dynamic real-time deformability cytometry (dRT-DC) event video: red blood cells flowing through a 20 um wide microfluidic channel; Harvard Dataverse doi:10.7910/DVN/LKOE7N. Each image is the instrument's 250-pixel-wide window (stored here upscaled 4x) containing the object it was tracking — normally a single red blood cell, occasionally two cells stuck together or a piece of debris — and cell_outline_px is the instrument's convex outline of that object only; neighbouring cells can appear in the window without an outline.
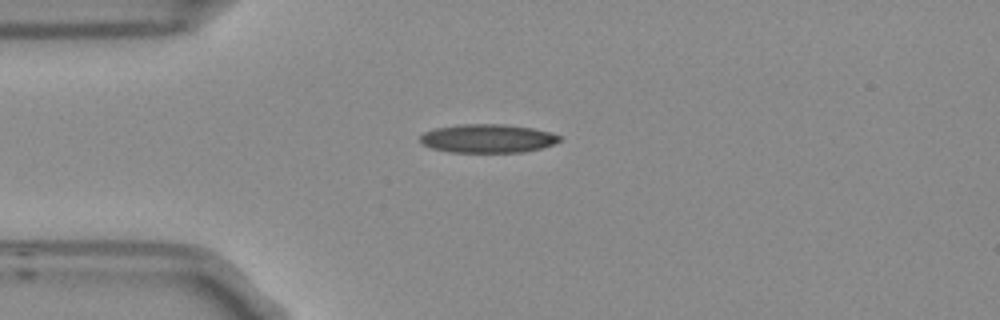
{"species": "Egyptian fruit bat (a non-hibernating species)", "species_latin": "Rousettus aegyptiacus", "temperature_condition": "room temperature", "stored_images_in_passage": 4, "camera_frame_rate_fps": 3000, "um_per_image_px": 0.085, "frame": {"image": 1, "passage_image": 1, "time_ms": 0.0, "image_size_px": [1000, 320], "cell_outline_px": [[560, 140], [552, 144], [540, 148], [524, 152], [452, 152], [432, 148], [424, 144], [420, 140], [420, 136], [424, 132], [436, 128], [460, 124], [504, 124], [532, 128], [548, 132], [560, 136]], "centroid_in_image_um": [41.43, 11.76], "position_along_channel_um": 43.6, "area_um2": 22.95}}